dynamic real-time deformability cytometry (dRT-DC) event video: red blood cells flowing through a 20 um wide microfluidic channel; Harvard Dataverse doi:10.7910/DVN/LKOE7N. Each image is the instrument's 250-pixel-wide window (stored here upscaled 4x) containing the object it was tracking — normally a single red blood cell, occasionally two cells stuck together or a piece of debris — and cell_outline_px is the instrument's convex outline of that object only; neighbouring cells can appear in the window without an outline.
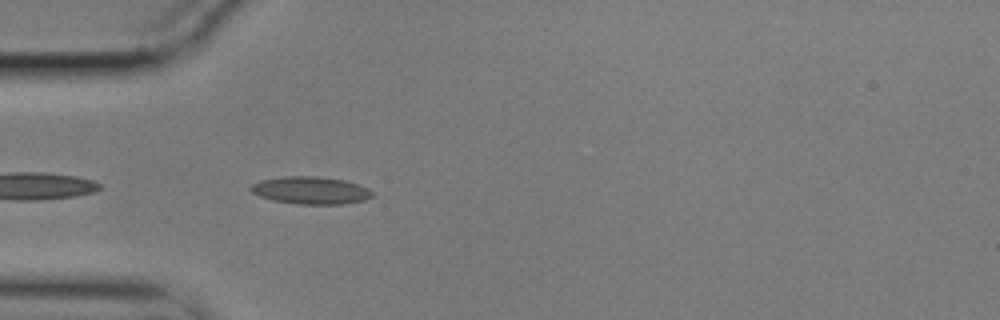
{"species": "common noctule bat (a hibernating species)", "species_latin": "Nyctalus noctula", "temperature_condition": "cold", "stored_images_in_passage": 23, "camera_frame_rate_fps": 3000, "um_per_image_px": 0.085, "animal": {"sex": "male", "body_mass_g": 17.9}, "frame": {"image": 1, "passage_image": 3, "time_ms": 0.667, "image_size_px": [1000, 320], "cell_outline_px": [[376, 196], [364, 200], [344, 204], [296, 204], [272, 200], [260, 196], [252, 192], [248, 188], [252, 184], [260, 180], [284, 176], [316, 176], [344, 180], [368, 188], [376, 192]], "centroid_in_image_um": [26.44, 16.18], "position_along_channel_um": 58.6, "area_um2": 19.65}}
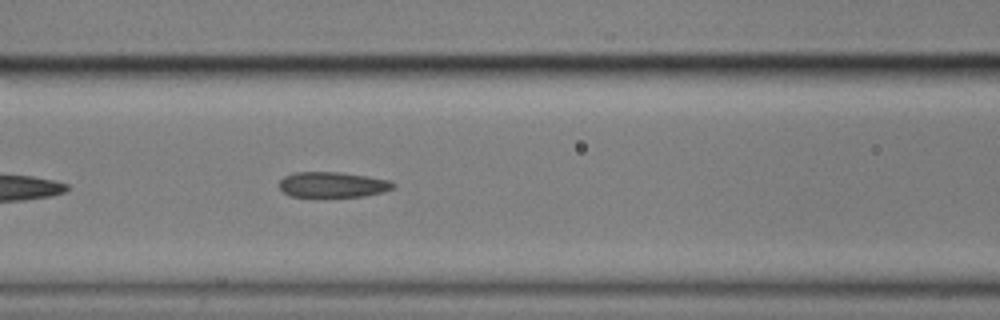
{"frame": {"image": 2, "passage_image": 10, "time_ms": 3.0, "image_size_px": [1000, 320], "cell_outline_px": [[396, 188], [384, 192], [364, 196], [292, 196], [284, 192], [280, 188], [280, 180], [284, 176], [292, 172], [340, 172], [368, 176], [392, 180], [396, 184]], "centroid_in_image_um": [28.34, 15.68], "position_along_channel_um": 138.3, "area_um2": 16.99}}
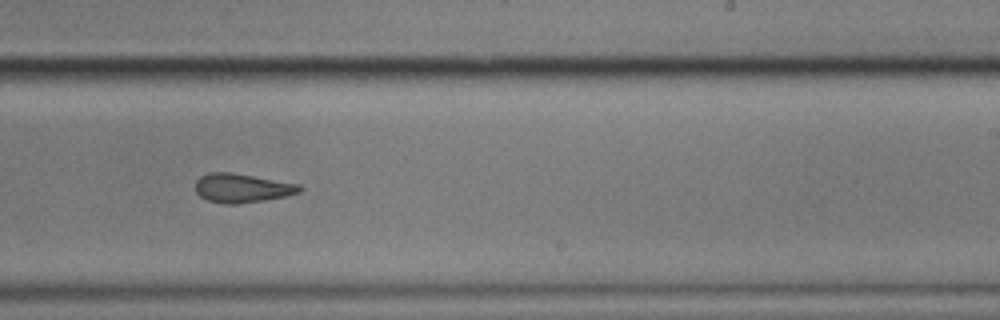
{"frame": {"image": 3, "passage_image": 21, "time_ms": 6.667, "image_size_px": [1000, 320], "cell_outline_px": [[304, 188], [300, 192], [284, 196], [264, 200], [236, 204], [224, 204], [208, 200], [200, 196], [196, 192], [196, 180], [200, 176], [208, 172], [232, 172], [300, 184]], "centroid_in_image_um": [20.57, 15.97], "position_along_channel_um": 268.4, "area_um2": 17.63}}